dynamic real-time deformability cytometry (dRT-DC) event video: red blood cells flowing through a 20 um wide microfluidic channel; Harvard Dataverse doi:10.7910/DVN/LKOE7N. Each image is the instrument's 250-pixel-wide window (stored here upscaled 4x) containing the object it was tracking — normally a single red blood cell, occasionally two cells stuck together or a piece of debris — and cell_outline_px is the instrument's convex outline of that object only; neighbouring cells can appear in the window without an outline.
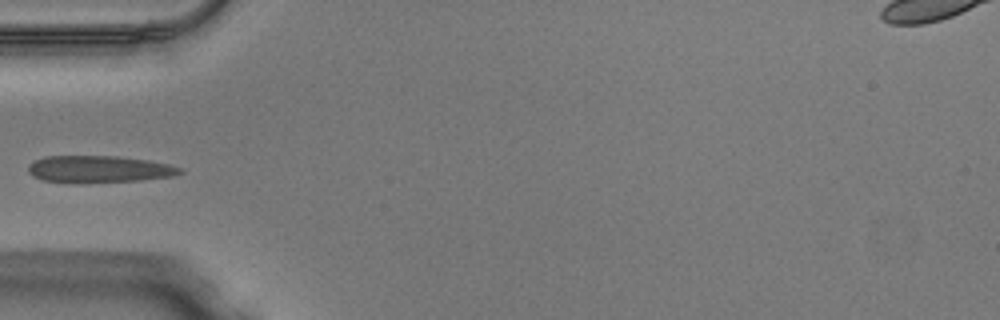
{"species": "Egyptian fruit bat (a non-hibernating species)", "species_latin": "Rousettus aegyptiacus", "temperature_condition": "warm", "stored_images_in_passage": 34, "camera_frame_rate_fps": 3000, "um_per_image_px": 0.085, "animal": {"sex": "male"}, "frame": {"image": 1, "passage_image": 1, "time_ms": 0.0, "image_size_px": [1000, 320], "cell_outline_px": [[184, 172], [172, 176], [140, 180], [76, 184], [44, 180], [32, 176], [28, 172], [28, 164], [44, 156], [116, 156], [148, 160], [168, 164], [180, 168]], "centroid_in_image_um": [8.37, 14.39], "position_along_channel_um": 76.6, "area_um2": 24.04}}
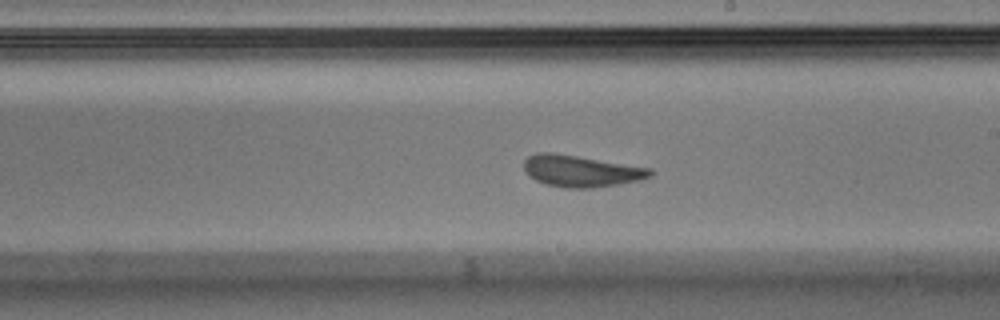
{"frame": {"image": 2, "passage_image": 13, "time_ms": 4.0, "image_size_px": [1000, 320], "cell_outline_px": [[652, 176], [640, 180], [620, 184], [592, 188], [564, 188], [548, 184], [536, 180], [524, 172], [524, 160], [528, 156], [536, 152], [552, 152], [652, 168]], "centroid_in_image_um": [49.38, 14.53], "position_along_channel_um": 239.6, "area_um2": 23.29}}
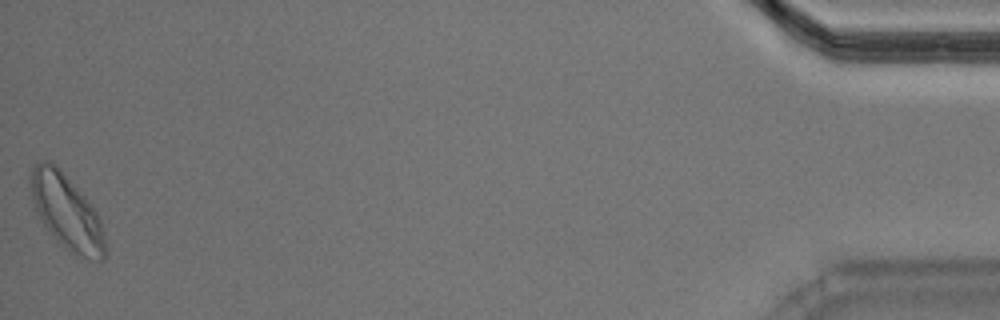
{"frame": {"image": 3, "passage_image": 34, "time_ms": 11.0, "image_size_px": [1000, 320], "cell_outline_px": [[108, 252], [104, 260], [96, 260], [76, 256], [68, 252], [48, 232], [40, 220], [36, 212], [28, 180], [28, 176], [32, 168], [36, 164], [44, 160], [48, 160], [56, 164], [60, 168], [92, 204], [100, 220], [108, 248]], "centroid_in_image_um": [5.67, 18.04], "position_along_channel_um": 429.5, "area_um2": 33.29}}